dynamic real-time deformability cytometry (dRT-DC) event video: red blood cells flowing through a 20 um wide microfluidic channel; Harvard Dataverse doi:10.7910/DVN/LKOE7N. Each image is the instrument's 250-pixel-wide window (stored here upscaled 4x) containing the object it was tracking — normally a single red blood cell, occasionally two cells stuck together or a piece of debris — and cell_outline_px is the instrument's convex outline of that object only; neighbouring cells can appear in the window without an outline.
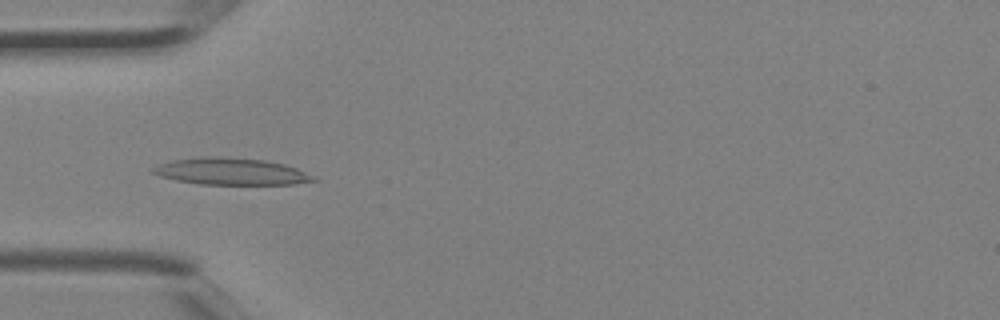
{"species": "Egyptian fruit bat (a non-hibernating species)", "species_latin": "Rousettus aegyptiacus", "temperature_condition": "room temperature", "stored_images_in_passage": 3, "camera_frame_rate_fps": 3000, "um_per_image_px": 0.085, "animal": {"sex": "female"}, "frame": {"image": 1, "passage_image": 3, "time_ms": 0.667, "image_size_px": [1000, 320], "cell_outline_px": [[316, 180], [292, 184], [200, 184], [176, 180], [160, 176], [152, 172], [152, 168], [160, 164], [172, 160], [204, 156], [216, 156], [264, 160], [284, 164], [296, 168], [312, 176]], "centroid_in_image_um": [19.59, 14.57], "position_along_channel_um": 65.4, "area_um2": 24.74}}